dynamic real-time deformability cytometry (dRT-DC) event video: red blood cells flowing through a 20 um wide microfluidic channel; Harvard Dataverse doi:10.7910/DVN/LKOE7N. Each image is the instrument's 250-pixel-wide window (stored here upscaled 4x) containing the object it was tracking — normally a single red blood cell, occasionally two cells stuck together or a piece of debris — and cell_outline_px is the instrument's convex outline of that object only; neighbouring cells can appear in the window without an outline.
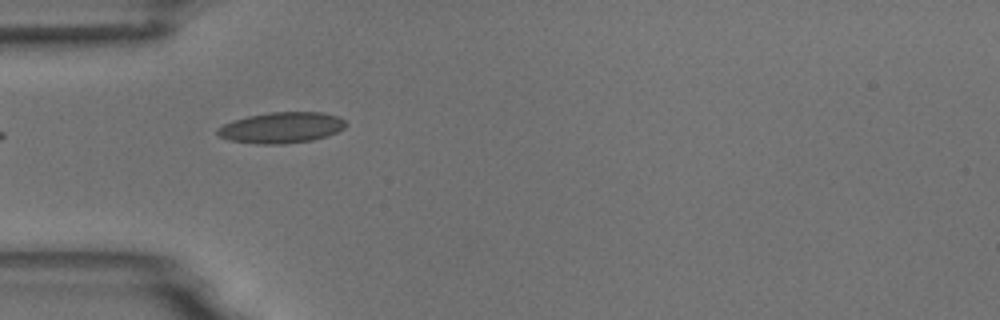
{"species": "common noctule bat (a hibernating species)", "species_latin": "Nyctalus noctula", "temperature_condition": "room temperature", "stored_images_in_passage": 8, "camera_frame_rate_fps": 3000, "um_per_image_px": 0.085, "animal": {"sex": "male", "body_mass_g": 18.8}, "frame": {"image": 1, "passage_image": 4, "time_ms": 3.333, "image_size_px": [1000, 320], "cell_outline_px": [[348, 124], [344, 128], [328, 136], [312, 140], [284, 144], [260, 144], [232, 140], [220, 136], [216, 132], [216, 128], [232, 120], [248, 116], [268, 112], [320, 112], [340, 116]], "centroid_in_image_um": [23.95, 10.84], "position_along_channel_um": 61.0, "area_um2": 23.18}}
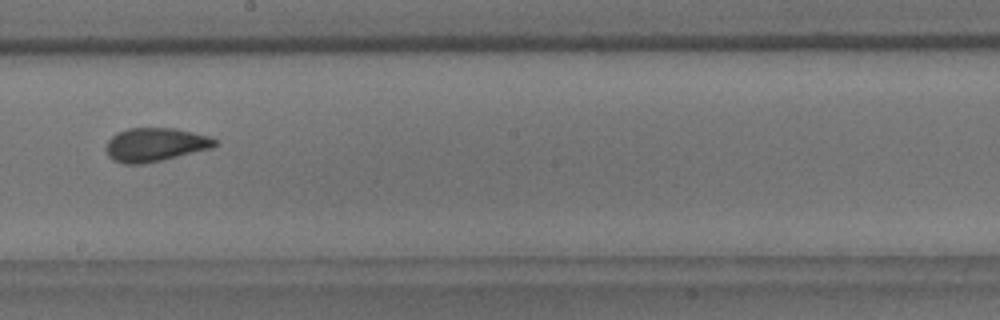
{"frame": {"image": 2, "passage_image": 8, "time_ms": 8.0, "image_size_px": [1000, 320], "cell_outline_px": [[220, 144], [212, 148], [164, 160], [144, 164], [124, 164], [112, 160], [108, 156], [104, 148], [108, 140], [116, 132], [128, 128], [176, 128], [208, 136], [216, 140]], "centroid_in_image_um": [13.17, 12.3], "position_along_channel_um": 235.0, "area_um2": 21.68}}